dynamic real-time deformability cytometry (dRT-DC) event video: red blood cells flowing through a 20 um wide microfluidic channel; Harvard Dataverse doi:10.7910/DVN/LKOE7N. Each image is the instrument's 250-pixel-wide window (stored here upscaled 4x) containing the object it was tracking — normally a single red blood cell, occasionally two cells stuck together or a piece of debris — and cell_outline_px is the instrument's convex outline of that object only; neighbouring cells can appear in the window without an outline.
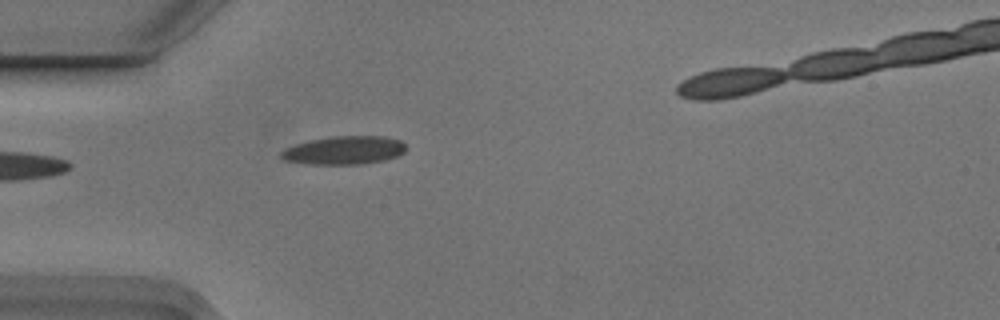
{"species": "Egyptian fruit bat (a non-hibernating species)", "species_latin": "Rousettus aegyptiacus", "temperature_condition": "cold", "stored_images_in_passage": 2, "camera_frame_rate_fps": 3000, "um_per_image_px": 0.085, "animal": {"sex": "male"}, "frame": {"image": 1, "passage_image": 1, "time_ms": 0.0, "image_size_px": [1000, 320], "cell_outline_px": [[404, 152], [396, 156], [384, 160], [360, 164], [308, 164], [284, 160], [280, 156], [280, 152], [284, 148], [308, 140], [332, 136], [384, 136], [400, 140], [404, 144]], "centroid_in_image_um": [29.21, 12.77], "position_along_channel_um": 55.8, "area_um2": 20.58}}